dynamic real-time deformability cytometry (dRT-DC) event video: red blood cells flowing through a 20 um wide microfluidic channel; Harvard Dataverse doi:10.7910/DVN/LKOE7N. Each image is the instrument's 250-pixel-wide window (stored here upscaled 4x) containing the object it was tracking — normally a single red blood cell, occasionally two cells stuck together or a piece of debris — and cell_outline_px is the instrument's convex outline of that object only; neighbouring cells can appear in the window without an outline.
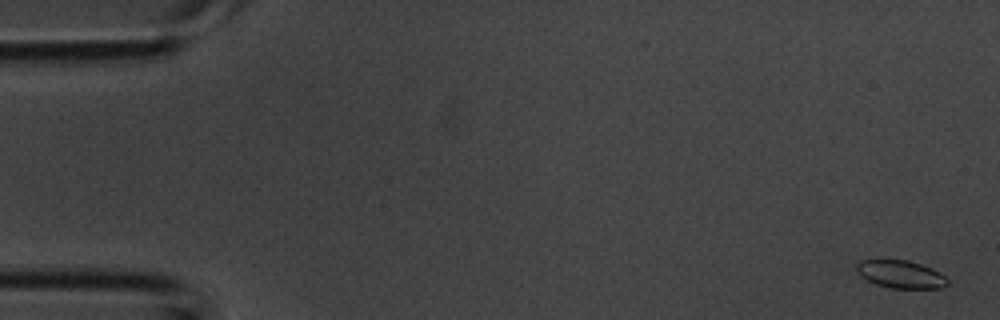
{"species": "common noctule bat (a hibernating species)", "species_latin": "Nyctalus noctula", "temperature_condition": "room temperature", "stored_images_in_passage": 3, "camera_frame_rate_fps": 3000, "um_per_image_px": 0.085, "animal": {"sex": "male", "body_mass_g": 20.1, "forearm_length_mm": 53.5}, "frame": {"image": 1, "passage_image": 1, "time_ms": 0.0, "image_size_px": [1000, 320], "cell_outline_px": [[948, 284], [940, 288], [892, 288], [876, 284], [860, 276], [856, 272], [856, 264], [860, 260], [908, 260], [932, 268], [940, 272], [948, 280]], "centroid_in_image_um": [76.55, 23.31], "position_along_channel_um": 8.5, "area_um2": 14.68}}
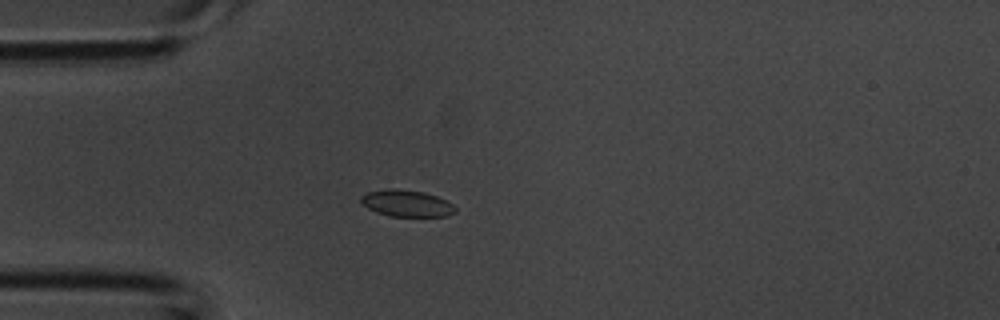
{"frame": {"image": 2, "passage_image": 3, "time_ms": 0.667, "image_size_px": [1000, 320], "cell_outline_px": [[456, 212], [444, 216], [388, 216], [376, 212], [368, 208], [360, 200], [360, 196], [368, 192], [384, 188], [396, 188], [424, 192], [436, 196], [452, 204], [456, 208]], "centroid_in_image_um": [34.53, 17.27], "position_along_channel_um": 50.5, "area_um2": 14.62}}